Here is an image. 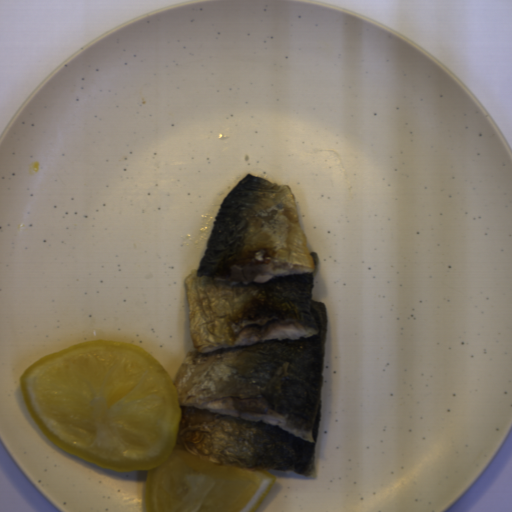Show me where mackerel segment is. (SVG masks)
Wrapping results in <instances>:
<instances>
[{"mask_svg":"<svg viewBox=\"0 0 512 512\" xmlns=\"http://www.w3.org/2000/svg\"><path fill=\"white\" fill-rule=\"evenodd\" d=\"M289 186L247 173L186 276L194 349L174 379L189 453L247 472L316 478L327 307Z\"/></svg>","mask_w":512,"mask_h":512,"instance_id":"obj_1","label":"mackerel segment"}]
</instances>
